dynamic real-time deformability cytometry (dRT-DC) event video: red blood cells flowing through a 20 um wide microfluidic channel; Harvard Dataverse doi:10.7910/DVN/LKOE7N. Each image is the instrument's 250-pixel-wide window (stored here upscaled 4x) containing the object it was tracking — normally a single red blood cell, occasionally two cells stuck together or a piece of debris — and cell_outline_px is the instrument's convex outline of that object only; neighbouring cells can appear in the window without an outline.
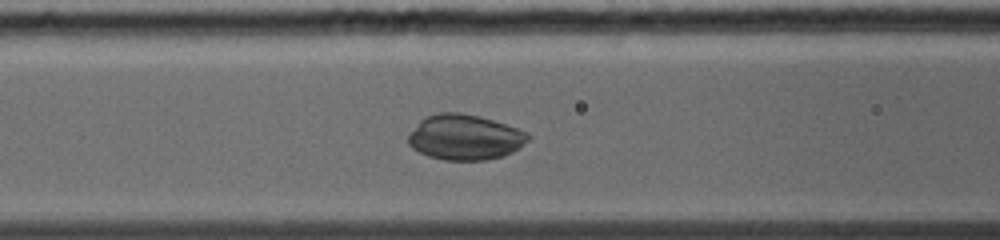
{"species": "common noctule bat (a hibernating species)", "species_latin": "Nyctalus noctula", "temperature_condition": "warm", "stored_images_in_passage": 39, "camera_frame_rate_fps": 5000, "um_per_image_px": 0.085, "animal": {"sex": "female", "body_mass_g": 19.0, "forearm_length_mm": 56.7}, "frame": {"image": 1, "passage_image": 13, "time_ms": 2.4, "image_size_px": [1000, 240], "cell_outline_px": [[528, 140], [520, 148], [504, 156], [484, 160], [444, 160], [428, 156], [412, 148], [408, 144], [408, 136], [420, 120], [428, 116], [440, 112], [460, 112], [492, 120], [516, 128], [524, 132], [528, 136]], "centroid_in_image_um": [39.49, 11.68], "position_along_channel_um": 127.1, "area_um2": 31.33}}
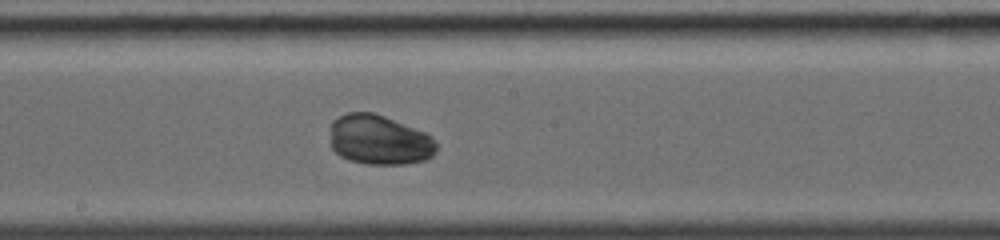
{"frame": {"image": 2, "passage_image": 22, "time_ms": 4.2, "image_size_px": [1000, 240], "cell_outline_px": [[436, 152], [432, 156], [424, 160], [404, 164], [368, 164], [348, 160], [340, 156], [332, 148], [332, 120], [348, 112], [372, 112], [384, 116], [424, 132], [436, 144]], "centroid_in_image_um": [32.22, 11.9], "position_along_channel_um": 216.0, "area_um2": 30.46}}
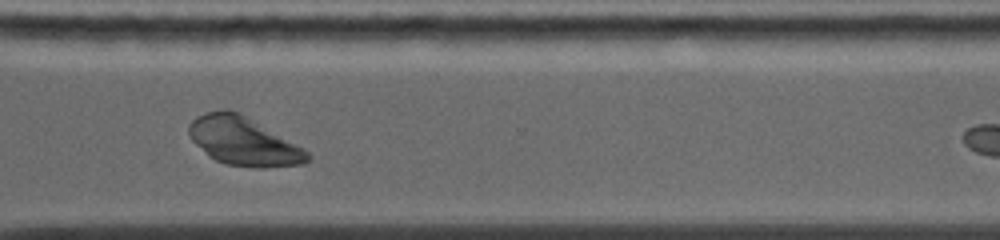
{"frame": {"image": 3, "passage_image": 35, "time_ms": 6.8, "image_size_px": [1000, 240], "cell_outline_px": [[312, 160], [304, 164], [264, 168], [260, 168], [224, 164], [208, 156], [188, 136], [188, 124], [196, 116], [204, 112], [220, 108], [228, 108], [244, 116], [304, 148], [312, 156]], "centroid_in_image_um": [20.67, 12.01], "position_along_channel_um": 349.9, "area_um2": 33.52}}